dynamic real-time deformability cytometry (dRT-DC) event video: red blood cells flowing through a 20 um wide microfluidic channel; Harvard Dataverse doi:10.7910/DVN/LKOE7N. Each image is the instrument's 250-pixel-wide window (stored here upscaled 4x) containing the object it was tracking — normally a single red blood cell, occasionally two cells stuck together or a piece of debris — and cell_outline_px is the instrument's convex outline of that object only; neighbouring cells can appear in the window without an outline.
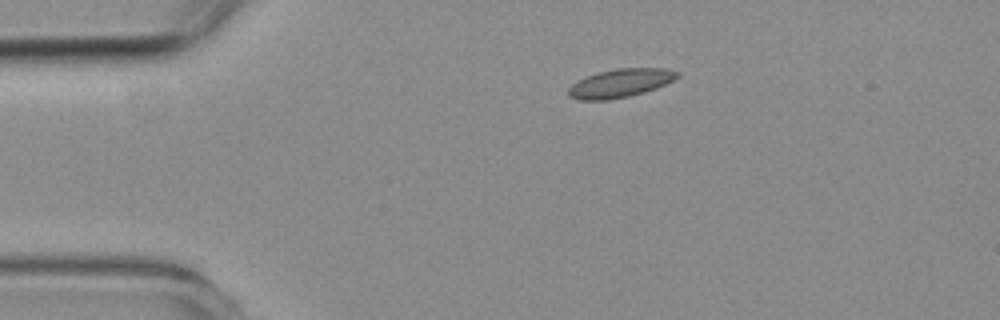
{"species": "common noctule bat (a hibernating species)", "species_latin": "Nyctalus noctula", "temperature_condition": "room temperature", "stored_images_in_passage": 13, "camera_frame_rate_fps": 3000, "um_per_image_px": 0.085, "animal": {"sex": "female", "body_mass_g": 19.3, "forearm_length_mm": 54.1}, "frame": {"image": 1, "passage_image": 1, "time_ms": 0.0, "image_size_px": [1000, 320], "cell_outline_px": [[680, 76], [656, 88], [644, 92], [628, 96], [608, 100], [580, 100], [568, 96], [568, 88], [576, 80], [584, 76], [616, 68], [668, 68], [680, 72]], "centroid_in_image_um": [52.71, 7.06], "position_along_channel_um": 32.3, "area_um2": 18.15}}
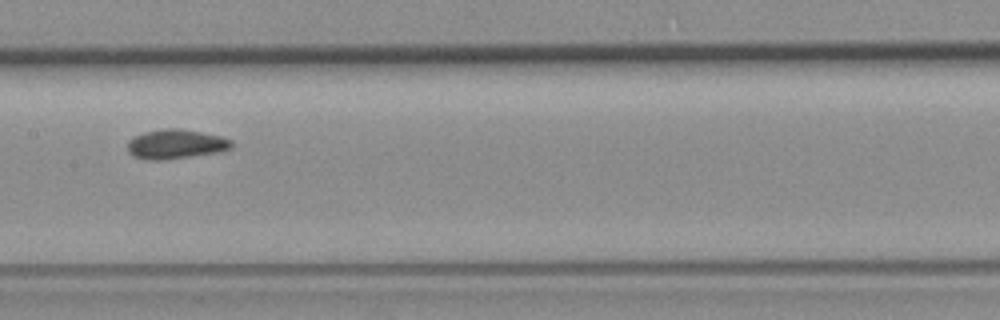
{"frame": {"image": 2, "passage_image": 6, "time_ms": 5.667, "image_size_px": [1000, 320], "cell_outline_px": [[232, 148], [220, 152], [164, 160], [148, 160], [132, 156], [128, 152], [128, 140], [144, 132], [168, 128], [176, 128], [200, 132], [220, 136], [232, 140]], "centroid_in_image_um": [14.94, 12.26], "position_along_channel_um": 192.5, "area_um2": 17.8}}
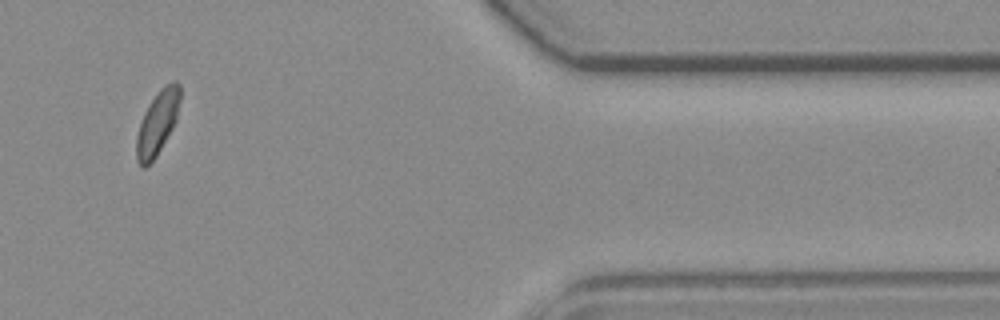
{"frame": {"image": 3, "passage_image": 11, "time_ms": 12.333, "image_size_px": [1000, 320], "cell_outline_px": [[180, 100], [176, 120], [172, 128], [156, 156], [144, 168], [136, 160], [136, 136], [144, 112], [160, 88], [172, 80], [176, 80], [180, 84]], "centroid_in_image_um": [13.39, 10.41], "position_along_channel_um": 398.0, "area_um2": 16.01}, "authors_computed_cell_mechanics": {"area_um2": 17.1088, "velocity_mm_per_s": 3.6737, "shape_relaxation_time_tau1_ms": null, "shape_relaxation_time_tau2_ms": 7.6742, "deformation_change_tau1": null, "deformation_change_tau2": 0.0518}}